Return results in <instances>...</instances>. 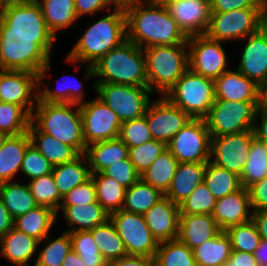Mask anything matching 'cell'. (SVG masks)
Returning a JSON list of instances; mask_svg holds the SVG:
<instances>
[{"mask_svg": "<svg viewBox=\"0 0 267 266\" xmlns=\"http://www.w3.org/2000/svg\"><path fill=\"white\" fill-rule=\"evenodd\" d=\"M165 97L192 119H205L215 102L214 80L188 69Z\"/></svg>", "mask_w": 267, "mask_h": 266, "instance_id": "52a82bcc", "label": "cell"}, {"mask_svg": "<svg viewBox=\"0 0 267 266\" xmlns=\"http://www.w3.org/2000/svg\"><path fill=\"white\" fill-rule=\"evenodd\" d=\"M127 40L140 48L188 44V36L166 6L144 3L126 8Z\"/></svg>", "mask_w": 267, "mask_h": 266, "instance_id": "6da1fadb", "label": "cell"}, {"mask_svg": "<svg viewBox=\"0 0 267 266\" xmlns=\"http://www.w3.org/2000/svg\"><path fill=\"white\" fill-rule=\"evenodd\" d=\"M128 148L142 145L152 140L146 114L142 117L123 122L118 136Z\"/></svg>", "mask_w": 267, "mask_h": 266, "instance_id": "816d5d0a", "label": "cell"}, {"mask_svg": "<svg viewBox=\"0 0 267 266\" xmlns=\"http://www.w3.org/2000/svg\"><path fill=\"white\" fill-rule=\"evenodd\" d=\"M31 122L42 133L74 147L80 154L85 153L87 146L79 104L37 102Z\"/></svg>", "mask_w": 267, "mask_h": 266, "instance_id": "277c9868", "label": "cell"}, {"mask_svg": "<svg viewBox=\"0 0 267 266\" xmlns=\"http://www.w3.org/2000/svg\"><path fill=\"white\" fill-rule=\"evenodd\" d=\"M260 1H261V3H262L264 6L267 5V0H260Z\"/></svg>", "mask_w": 267, "mask_h": 266, "instance_id": "11e5206c", "label": "cell"}, {"mask_svg": "<svg viewBox=\"0 0 267 266\" xmlns=\"http://www.w3.org/2000/svg\"><path fill=\"white\" fill-rule=\"evenodd\" d=\"M265 17H266V24H267V5L265 6Z\"/></svg>", "mask_w": 267, "mask_h": 266, "instance_id": "2a66077c", "label": "cell"}, {"mask_svg": "<svg viewBox=\"0 0 267 266\" xmlns=\"http://www.w3.org/2000/svg\"><path fill=\"white\" fill-rule=\"evenodd\" d=\"M39 242L13 227L0 238V257L14 266H30L33 262L32 265H35Z\"/></svg>", "mask_w": 267, "mask_h": 266, "instance_id": "d4e9b609", "label": "cell"}, {"mask_svg": "<svg viewBox=\"0 0 267 266\" xmlns=\"http://www.w3.org/2000/svg\"><path fill=\"white\" fill-rule=\"evenodd\" d=\"M145 114L152 139L166 145L192 119L165 96L152 99Z\"/></svg>", "mask_w": 267, "mask_h": 266, "instance_id": "ac0fdd59", "label": "cell"}, {"mask_svg": "<svg viewBox=\"0 0 267 266\" xmlns=\"http://www.w3.org/2000/svg\"><path fill=\"white\" fill-rule=\"evenodd\" d=\"M0 199L13 219L38 206L28 183L20 180L0 183Z\"/></svg>", "mask_w": 267, "mask_h": 266, "instance_id": "e575fe53", "label": "cell"}, {"mask_svg": "<svg viewBox=\"0 0 267 266\" xmlns=\"http://www.w3.org/2000/svg\"><path fill=\"white\" fill-rule=\"evenodd\" d=\"M252 130L254 137L267 145V108L257 109Z\"/></svg>", "mask_w": 267, "mask_h": 266, "instance_id": "91938a15", "label": "cell"}, {"mask_svg": "<svg viewBox=\"0 0 267 266\" xmlns=\"http://www.w3.org/2000/svg\"><path fill=\"white\" fill-rule=\"evenodd\" d=\"M267 108V79L258 85L257 109Z\"/></svg>", "mask_w": 267, "mask_h": 266, "instance_id": "003e7915", "label": "cell"}, {"mask_svg": "<svg viewBox=\"0 0 267 266\" xmlns=\"http://www.w3.org/2000/svg\"><path fill=\"white\" fill-rule=\"evenodd\" d=\"M52 58L48 61V63L41 69L39 72V98L37 102H48V103H76L81 104L86 102V93H85V81L93 80V90L95 91V75L94 70L91 65H84V80H79L74 74H64L61 76L56 82L55 88H50L49 84L51 82H47V78H53L51 70H52ZM45 79L47 81H45ZM46 83H45V82ZM49 83V84H47Z\"/></svg>", "mask_w": 267, "mask_h": 266, "instance_id": "4fadbf2b", "label": "cell"}, {"mask_svg": "<svg viewBox=\"0 0 267 266\" xmlns=\"http://www.w3.org/2000/svg\"><path fill=\"white\" fill-rule=\"evenodd\" d=\"M0 97L2 102L22 106L32 115L39 98V75L0 69Z\"/></svg>", "mask_w": 267, "mask_h": 266, "instance_id": "d6986e66", "label": "cell"}, {"mask_svg": "<svg viewBox=\"0 0 267 266\" xmlns=\"http://www.w3.org/2000/svg\"><path fill=\"white\" fill-rule=\"evenodd\" d=\"M154 259L156 266H197L193 250L178 239L159 243Z\"/></svg>", "mask_w": 267, "mask_h": 266, "instance_id": "ee69618b", "label": "cell"}, {"mask_svg": "<svg viewBox=\"0 0 267 266\" xmlns=\"http://www.w3.org/2000/svg\"><path fill=\"white\" fill-rule=\"evenodd\" d=\"M109 266H156L155 259L148 256H125L109 263Z\"/></svg>", "mask_w": 267, "mask_h": 266, "instance_id": "94428289", "label": "cell"}, {"mask_svg": "<svg viewBox=\"0 0 267 266\" xmlns=\"http://www.w3.org/2000/svg\"><path fill=\"white\" fill-rule=\"evenodd\" d=\"M252 211H267V176L249 188Z\"/></svg>", "mask_w": 267, "mask_h": 266, "instance_id": "680465c9", "label": "cell"}, {"mask_svg": "<svg viewBox=\"0 0 267 266\" xmlns=\"http://www.w3.org/2000/svg\"><path fill=\"white\" fill-rule=\"evenodd\" d=\"M257 102H241L215 99L205 118L211 137L236 134L252 130Z\"/></svg>", "mask_w": 267, "mask_h": 266, "instance_id": "8fae6325", "label": "cell"}, {"mask_svg": "<svg viewBox=\"0 0 267 266\" xmlns=\"http://www.w3.org/2000/svg\"><path fill=\"white\" fill-rule=\"evenodd\" d=\"M52 174L62 197L91 178L89 162L85 154H81L71 162L53 166Z\"/></svg>", "mask_w": 267, "mask_h": 266, "instance_id": "836d02e7", "label": "cell"}, {"mask_svg": "<svg viewBox=\"0 0 267 266\" xmlns=\"http://www.w3.org/2000/svg\"><path fill=\"white\" fill-rule=\"evenodd\" d=\"M216 198L204 182L192 191L189 197L179 205L180 215L212 214Z\"/></svg>", "mask_w": 267, "mask_h": 266, "instance_id": "681fc988", "label": "cell"}, {"mask_svg": "<svg viewBox=\"0 0 267 266\" xmlns=\"http://www.w3.org/2000/svg\"><path fill=\"white\" fill-rule=\"evenodd\" d=\"M266 24L265 8H243L223 13H210L205 35L211 39L241 42Z\"/></svg>", "mask_w": 267, "mask_h": 266, "instance_id": "ba28073f", "label": "cell"}, {"mask_svg": "<svg viewBox=\"0 0 267 266\" xmlns=\"http://www.w3.org/2000/svg\"><path fill=\"white\" fill-rule=\"evenodd\" d=\"M42 14L49 31L56 39L58 32L77 25L79 18L75 9V0H40Z\"/></svg>", "mask_w": 267, "mask_h": 266, "instance_id": "1f68e13d", "label": "cell"}, {"mask_svg": "<svg viewBox=\"0 0 267 266\" xmlns=\"http://www.w3.org/2000/svg\"><path fill=\"white\" fill-rule=\"evenodd\" d=\"M31 145L37 149L52 166L75 160L81 154L72 146L62 143L56 138L42 133L32 122L28 131Z\"/></svg>", "mask_w": 267, "mask_h": 266, "instance_id": "4dcf8cb0", "label": "cell"}, {"mask_svg": "<svg viewBox=\"0 0 267 266\" xmlns=\"http://www.w3.org/2000/svg\"><path fill=\"white\" fill-rule=\"evenodd\" d=\"M151 234L158 243L175 240L178 237L179 206L164 196L144 215Z\"/></svg>", "mask_w": 267, "mask_h": 266, "instance_id": "603a6c76", "label": "cell"}, {"mask_svg": "<svg viewBox=\"0 0 267 266\" xmlns=\"http://www.w3.org/2000/svg\"><path fill=\"white\" fill-rule=\"evenodd\" d=\"M114 8L116 7L113 0H75V9L79 20L88 15L94 17L101 11L106 13Z\"/></svg>", "mask_w": 267, "mask_h": 266, "instance_id": "9f6ffc18", "label": "cell"}, {"mask_svg": "<svg viewBox=\"0 0 267 266\" xmlns=\"http://www.w3.org/2000/svg\"><path fill=\"white\" fill-rule=\"evenodd\" d=\"M110 221L122 238L127 255L155 257L159 243L151 234L142 214L121 209L110 213Z\"/></svg>", "mask_w": 267, "mask_h": 266, "instance_id": "5bb4252c", "label": "cell"}, {"mask_svg": "<svg viewBox=\"0 0 267 266\" xmlns=\"http://www.w3.org/2000/svg\"><path fill=\"white\" fill-rule=\"evenodd\" d=\"M95 84V95L119 117L121 123L144 116L152 96H156L149 87Z\"/></svg>", "mask_w": 267, "mask_h": 266, "instance_id": "9c48e42d", "label": "cell"}, {"mask_svg": "<svg viewBox=\"0 0 267 266\" xmlns=\"http://www.w3.org/2000/svg\"><path fill=\"white\" fill-rule=\"evenodd\" d=\"M52 170L53 166L50 162L37 149L30 145L25 152L21 164L20 176L23 175L29 181L46 174H51Z\"/></svg>", "mask_w": 267, "mask_h": 266, "instance_id": "f5cc1de1", "label": "cell"}, {"mask_svg": "<svg viewBox=\"0 0 267 266\" xmlns=\"http://www.w3.org/2000/svg\"><path fill=\"white\" fill-rule=\"evenodd\" d=\"M56 40L55 37L0 35V69L39 74L53 56Z\"/></svg>", "mask_w": 267, "mask_h": 266, "instance_id": "5b68a950", "label": "cell"}, {"mask_svg": "<svg viewBox=\"0 0 267 266\" xmlns=\"http://www.w3.org/2000/svg\"><path fill=\"white\" fill-rule=\"evenodd\" d=\"M72 249L78 254L85 266H109L101 255L90 231L69 232Z\"/></svg>", "mask_w": 267, "mask_h": 266, "instance_id": "7dc6e473", "label": "cell"}, {"mask_svg": "<svg viewBox=\"0 0 267 266\" xmlns=\"http://www.w3.org/2000/svg\"><path fill=\"white\" fill-rule=\"evenodd\" d=\"M88 159L91 174L101 173L112 164L127 159L129 148L119 138L91 143L84 153Z\"/></svg>", "mask_w": 267, "mask_h": 266, "instance_id": "f546056e", "label": "cell"}, {"mask_svg": "<svg viewBox=\"0 0 267 266\" xmlns=\"http://www.w3.org/2000/svg\"><path fill=\"white\" fill-rule=\"evenodd\" d=\"M189 69L206 78L215 80L231 67L226 42L207 37L205 34L188 36ZM230 64V67H229Z\"/></svg>", "mask_w": 267, "mask_h": 266, "instance_id": "7c38bea8", "label": "cell"}, {"mask_svg": "<svg viewBox=\"0 0 267 266\" xmlns=\"http://www.w3.org/2000/svg\"><path fill=\"white\" fill-rule=\"evenodd\" d=\"M166 8L187 36L205 34L210 19L209 0H178Z\"/></svg>", "mask_w": 267, "mask_h": 266, "instance_id": "44dd1931", "label": "cell"}, {"mask_svg": "<svg viewBox=\"0 0 267 266\" xmlns=\"http://www.w3.org/2000/svg\"><path fill=\"white\" fill-rule=\"evenodd\" d=\"M0 35L55 37L38 2L13 0L0 6Z\"/></svg>", "mask_w": 267, "mask_h": 266, "instance_id": "30bf717a", "label": "cell"}, {"mask_svg": "<svg viewBox=\"0 0 267 266\" xmlns=\"http://www.w3.org/2000/svg\"><path fill=\"white\" fill-rule=\"evenodd\" d=\"M259 266H267V239H262L254 253Z\"/></svg>", "mask_w": 267, "mask_h": 266, "instance_id": "03108f58", "label": "cell"}, {"mask_svg": "<svg viewBox=\"0 0 267 266\" xmlns=\"http://www.w3.org/2000/svg\"><path fill=\"white\" fill-rule=\"evenodd\" d=\"M95 83L148 87L144 50L126 40L93 66Z\"/></svg>", "mask_w": 267, "mask_h": 266, "instance_id": "3957f363", "label": "cell"}, {"mask_svg": "<svg viewBox=\"0 0 267 266\" xmlns=\"http://www.w3.org/2000/svg\"><path fill=\"white\" fill-rule=\"evenodd\" d=\"M242 41L236 69L260 85L267 79V24Z\"/></svg>", "mask_w": 267, "mask_h": 266, "instance_id": "ffe728a7", "label": "cell"}, {"mask_svg": "<svg viewBox=\"0 0 267 266\" xmlns=\"http://www.w3.org/2000/svg\"><path fill=\"white\" fill-rule=\"evenodd\" d=\"M167 149V145L157 140L129 148V159L141 175Z\"/></svg>", "mask_w": 267, "mask_h": 266, "instance_id": "f907efd6", "label": "cell"}, {"mask_svg": "<svg viewBox=\"0 0 267 266\" xmlns=\"http://www.w3.org/2000/svg\"><path fill=\"white\" fill-rule=\"evenodd\" d=\"M31 115L22 107L12 103H0V131L16 136L28 131Z\"/></svg>", "mask_w": 267, "mask_h": 266, "instance_id": "f6af8a7d", "label": "cell"}, {"mask_svg": "<svg viewBox=\"0 0 267 266\" xmlns=\"http://www.w3.org/2000/svg\"><path fill=\"white\" fill-rule=\"evenodd\" d=\"M225 232L231 240L232 250L236 251L254 254L262 241L252 219L248 222L232 226Z\"/></svg>", "mask_w": 267, "mask_h": 266, "instance_id": "c3c4849f", "label": "cell"}, {"mask_svg": "<svg viewBox=\"0 0 267 266\" xmlns=\"http://www.w3.org/2000/svg\"><path fill=\"white\" fill-rule=\"evenodd\" d=\"M14 227V219L0 199V238Z\"/></svg>", "mask_w": 267, "mask_h": 266, "instance_id": "be15d7a7", "label": "cell"}, {"mask_svg": "<svg viewBox=\"0 0 267 266\" xmlns=\"http://www.w3.org/2000/svg\"><path fill=\"white\" fill-rule=\"evenodd\" d=\"M164 194L141 178L126 189L122 210L144 215Z\"/></svg>", "mask_w": 267, "mask_h": 266, "instance_id": "8d00e7d4", "label": "cell"}, {"mask_svg": "<svg viewBox=\"0 0 267 266\" xmlns=\"http://www.w3.org/2000/svg\"><path fill=\"white\" fill-rule=\"evenodd\" d=\"M84 30L65 57L68 65H75L76 71L82 63L93 66L106 53L127 40L125 11L120 8L107 11L105 16H100Z\"/></svg>", "mask_w": 267, "mask_h": 266, "instance_id": "7a4b0ae2", "label": "cell"}, {"mask_svg": "<svg viewBox=\"0 0 267 266\" xmlns=\"http://www.w3.org/2000/svg\"><path fill=\"white\" fill-rule=\"evenodd\" d=\"M267 176V145L256 138L251 143L249 156L240 176L241 186L248 189Z\"/></svg>", "mask_w": 267, "mask_h": 266, "instance_id": "7bdbcfd3", "label": "cell"}, {"mask_svg": "<svg viewBox=\"0 0 267 266\" xmlns=\"http://www.w3.org/2000/svg\"><path fill=\"white\" fill-rule=\"evenodd\" d=\"M97 202L110 214L122 209L126 188L103 172L91 174Z\"/></svg>", "mask_w": 267, "mask_h": 266, "instance_id": "60d3db41", "label": "cell"}, {"mask_svg": "<svg viewBox=\"0 0 267 266\" xmlns=\"http://www.w3.org/2000/svg\"><path fill=\"white\" fill-rule=\"evenodd\" d=\"M83 120L85 145L114 139L119 136V117L97 96L79 104Z\"/></svg>", "mask_w": 267, "mask_h": 266, "instance_id": "e0dca14e", "label": "cell"}, {"mask_svg": "<svg viewBox=\"0 0 267 266\" xmlns=\"http://www.w3.org/2000/svg\"><path fill=\"white\" fill-rule=\"evenodd\" d=\"M30 145L28 132L7 138L0 150V183L17 179L25 152Z\"/></svg>", "mask_w": 267, "mask_h": 266, "instance_id": "f1b7e54d", "label": "cell"}, {"mask_svg": "<svg viewBox=\"0 0 267 266\" xmlns=\"http://www.w3.org/2000/svg\"><path fill=\"white\" fill-rule=\"evenodd\" d=\"M90 232L108 264L127 256L124 242L110 219L106 223L94 227Z\"/></svg>", "mask_w": 267, "mask_h": 266, "instance_id": "ab89813d", "label": "cell"}, {"mask_svg": "<svg viewBox=\"0 0 267 266\" xmlns=\"http://www.w3.org/2000/svg\"><path fill=\"white\" fill-rule=\"evenodd\" d=\"M175 1H178V0H150V3L167 6L168 4L175 2Z\"/></svg>", "mask_w": 267, "mask_h": 266, "instance_id": "2644e50d", "label": "cell"}, {"mask_svg": "<svg viewBox=\"0 0 267 266\" xmlns=\"http://www.w3.org/2000/svg\"><path fill=\"white\" fill-rule=\"evenodd\" d=\"M229 261L232 266H259L254 254L232 250Z\"/></svg>", "mask_w": 267, "mask_h": 266, "instance_id": "6125c7cd", "label": "cell"}, {"mask_svg": "<svg viewBox=\"0 0 267 266\" xmlns=\"http://www.w3.org/2000/svg\"><path fill=\"white\" fill-rule=\"evenodd\" d=\"M217 266H232V263L228 260L225 264H221Z\"/></svg>", "mask_w": 267, "mask_h": 266, "instance_id": "34e18365", "label": "cell"}, {"mask_svg": "<svg viewBox=\"0 0 267 266\" xmlns=\"http://www.w3.org/2000/svg\"><path fill=\"white\" fill-rule=\"evenodd\" d=\"M167 148L179 163H207L210 160L211 135L205 119H191L171 139Z\"/></svg>", "mask_w": 267, "mask_h": 266, "instance_id": "9a60e30c", "label": "cell"}, {"mask_svg": "<svg viewBox=\"0 0 267 266\" xmlns=\"http://www.w3.org/2000/svg\"><path fill=\"white\" fill-rule=\"evenodd\" d=\"M206 166L207 163H178L171 185L164 196L179 206L198 184L204 182Z\"/></svg>", "mask_w": 267, "mask_h": 266, "instance_id": "83f0119b", "label": "cell"}, {"mask_svg": "<svg viewBox=\"0 0 267 266\" xmlns=\"http://www.w3.org/2000/svg\"><path fill=\"white\" fill-rule=\"evenodd\" d=\"M252 207L248 189L241 187L216 200L212 216L222 231L252 219Z\"/></svg>", "mask_w": 267, "mask_h": 266, "instance_id": "7402d4cb", "label": "cell"}, {"mask_svg": "<svg viewBox=\"0 0 267 266\" xmlns=\"http://www.w3.org/2000/svg\"><path fill=\"white\" fill-rule=\"evenodd\" d=\"M221 231L211 214L180 215L177 239L193 250Z\"/></svg>", "mask_w": 267, "mask_h": 266, "instance_id": "484cf974", "label": "cell"}, {"mask_svg": "<svg viewBox=\"0 0 267 266\" xmlns=\"http://www.w3.org/2000/svg\"><path fill=\"white\" fill-rule=\"evenodd\" d=\"M52 237L49 234L39 242L35 266H62L64 258L72 250L69 232L62 231L61 235Z\"/></svg>", "mask_w": 267, "mask_h": 266, "instance_id": "74e56055", "label": "cell"}, {"mask_svg": "<svg viewBox=\"0 0 267 266\" xmlns=\"http://www.w3.org/2000/svg\"><path fill=\"white\" fill-rule=\"evenodd\" d=\"M103 173L116 180L126 189L141 178V175L136 171L129 157L112 164Z\"/></svg>", "mask_w": 267, "mask_h": 266, "instance_id": "db71d44e", "label": "cell"}, {"mask_svg": "<svg viewBox=\"0 0 267 266\" xmlns=\"http://www.w3.org/2000/svg\"><path fill=\"white\" fill-rule=\"evenodd\" d=\"M57 213L48 207L37 206L14 219V228L42 241L58 222Z\"/></svg>", "mask_w": 267, "mask_h": 266, "instance_id": "d6a6232c", "label": "cell"}, {"mask_svg": "<svg viewBox=\"0 0 267 266\" xmlns=\"http://www.w3.org/2000/svg\"><path fill=\"white\" fill-rule=\"evenodd\" d=\"M62 266H85L78 254L72 249L64 258Z\"/></svg>", "mask_w": 267, "mask_h": 266, "instance_id": "a7ac6f4b", "label": "cell"}, {"mask_svg": "<svg viewBox=\"0 0 267 266\" xmlns=\"http://www.w3.org/2000/svg\"><path fill=\"white\" fill-rule=\"evenodd\" d=\"M26 182L37 205L51 208L57 213L63 197L55 184L53 174H46Z\"/></svg>", "mask_w": 267, "mask_h": 266, "instance_id": "bcb514c9", "label": "cell"}, {"mask_svg": "<svg viewBox=\"0 0 267 266\" xmlns=\"http://www.w3.org/2000/svg\"><path fill=\"white\" fill-rule=\"evenodd\" d=\"M8 137H9L8 134L0 131V150H1L2 146L4 145V143L6 142Z\"/></svg>", "mask_w": 267, "mask_h": 266, "instance_id": "8c879c8a", "label": "cell"}, {"mask_svg": "<svg viewBox=\"0 0 267 266\" xmlns=\"http://www.w3.org/2000/svg\"><path fill=\"white\" fill-rule=\"evenodd\" d=\"M60 211L61 218L69 228L65 232L91 231L110 219V214L98 202L81 206H60L57 217L61 216Z\"/></svg>", "mask_w": 267, "mask_h": 266, "instance_id": "4316f807", "label": "cell"}, {"mask_svg": "<svg viewBox=\"0 0 267 266\" xmlns=\"http://www.w3.org/2000/svg\"><path fill=\"white\" fill-rule=\"evenodd\" d=\"M97 202L95 184L90 178L85 183L74 187L63 198L60 206L88 205Z\"/></svg>", "mask_w": 267, "mask_h": 266, "instance_id": "11a10c76", "label": "cell"}, {"mask_svg": "<svg viewBox=\"0 0 267 266\" xmlns=\"http://www.w3.org/2000/svg\"><path fill=\"white\" fill-rule=\"evenodd\" d=\"M178 163V160L167 148L150 167L141 174V179L165 194L171 185Z\"/></svg>", "mask_w": 267, "mask_h": 266, "instance_id": "f35d334b", "label": "cell"}, {"mask_svg": "<svg viewBox=\"0 0 267 266\" xmlns=\"http://www.w3.org/2000/svg\"><path fill=\"white\" fill-rule=\"evenodd\" d=\"M253 130L211 137L210 162L241 176L247 162Z\"/></svg>", "mask_w": 267, "mask_h": 266, "instance_id": "2e32d148", "label": "cell"}, {"mask_svg": "<svg viewBox=\"0 0 267 266\" xmlns=\"http://www.w3.org/2000/svg\"><path fill=\"white\" fill-rule=\"evenodd\" d=\"M116 8L125 10L126 8L134 5L150 3V0H113Z\"/></svg>", "mask_w": 267, "mask_h": 266, "instance_id": "89a4df30", "label": "cell"}, {"mask_svg": "<svg viewBox=\"0 0 267 266\" xmlns=\"http://www.w3.org/2000/svg\"><path fill=\"white\" fill-rule=\"evenodd\" d=\"M26 1L38 2L40 0H26Z\"/></svg>", "mask_w": 267, "mask_h": 266, "instance_id": "b9fcfbb0", "label": "cell"}, {"mask_svg": "<svg viewBox=\"0 0 267 266\" xmlns=\"http://www.w3.org/2000/svg\"><path fill=\"white\" fill-rule=\"evenodd\" d=\"M204 183L216 200L238 191L242 187L237 174L216 166L210 161L207 162Z\"/></svg>", "mask_w": 267, "mask_h": 266, "instance_id": "b9f144b4", "label": "cell"}, {"mask_svg": "<svg viewBox=\"0 0 267 266\" xmlns=\"http://www.w3.org/2000/svg\"><path fill=\"white\" fill-rule=\"evenodd\" d=\"M13 0H0V6H3L5 4H8L9 2H12Z\"/></svg>", "mask_w": 267, "mask_h": 266, "instance_id": "753ad0ef", "label": "cell"}, {"mask_svg": "<svg viewBox=\"0 0 267 266\" xmlns=\"http://www.w3.org/2000/svg\"><path fill=\"white\" fill-rule=\"evenodd\" d=\"M231 252V240L225 231H221L216 237L193 249L197 266L225 264L229 260Z\"/></svg>", "mask_w": 267, "mask_h": 266, "instance_id": "d590c367", "label": "cell"}, {"mask_svg": "<svg viewBox=\"0 0 267 266\" xmlns=\"http://www.w3.org/2000/svg\"><path fill=\"white\" fill-rule=\"evenodd\" d=\"M210 13H223L243 8H265L260 0H209Z\"/></svg>", "mask_w": 267, "mask_h": 266, "instance_id": "6f0895ef", "label": "cell"}, {"mask_svg": "<svg viewBox=\"0 0 267 266\" xmlns=\"http://www.w3.org/2000/svg\"><path fill=\"white\" fill-rule=\"evenodd\" d=\"M148 87L165 96L189 69L188 44L158 45L144 48Z\"/></svg>", "mask_w": 267, "mask_h": 266, "instance_id": "8992f818", "label": "cell"}, {"mask_svg": "<svg viewBox=\"0 0 267 266\" xmlns=\"http://www.w3.org/2000/svg\"><path fill=\"white\" fill-rule=\"evenodd\" d=\"M252 220L254 221L262 239H267V211H253Z\"/></svg>", "mask_w": 267, "mask_h": 266, "instance_id": "e7e4bbea", "label": "cell"}, {"mask_svg": "<svg viewBox=\"0 0 267 266\" xmlns=\"http://www.w3.org/2000/svg\"><path fill=\"white\" fill-rule=\"evenodd\" d=\"M215 99L258 102V85L235 67L214 80Z\"/></svg>", "mask_w": 267, "mask_h": 266, "instance_id": "cb8c5ba5", "label": "cell"}]
</instances>
